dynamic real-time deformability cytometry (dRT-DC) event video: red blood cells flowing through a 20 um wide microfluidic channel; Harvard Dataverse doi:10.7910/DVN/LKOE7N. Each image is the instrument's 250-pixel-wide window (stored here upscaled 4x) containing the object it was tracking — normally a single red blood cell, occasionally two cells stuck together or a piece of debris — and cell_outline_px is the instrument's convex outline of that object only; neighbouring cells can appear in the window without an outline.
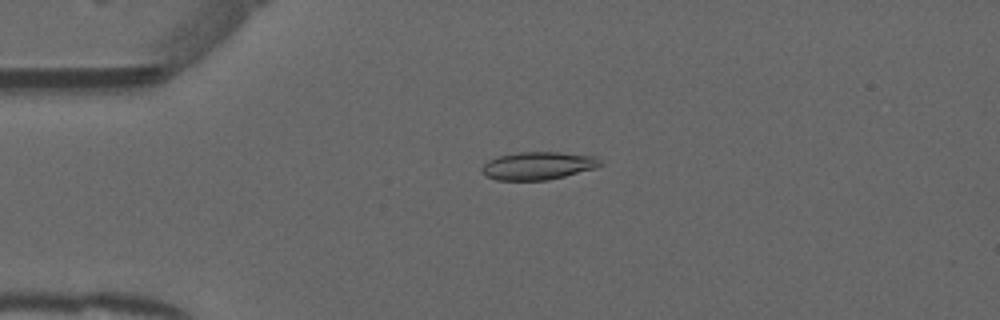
{"species": "common noctule bat (a hibernating species)", "species_latin": "Nyctalus noctula", "temperature_condition": "warm", "stored_images_in_passage": 52, "camera_frame_rate_fps": 3000, "um_per_image_px": 0.085, "animal": {"sex": "male", "forearm_length_mm": 52.5}, "frame": {"image": 1, "passage_image": 12, "time_ms": 3.667, "image_size_px": [1000, 320], "cell_outline_px": [[604, 164], [596, 168], [548, 180], [496, 180], [484, 176], [480, 172], [480, 168], [488, 160], [500, 156], [516, 152], [560, 152], [596, 156]], "centroid_in_image_um": [45.72, 14.09], "position_along_channel_um": 39.3, "area_um2": 19.42}}
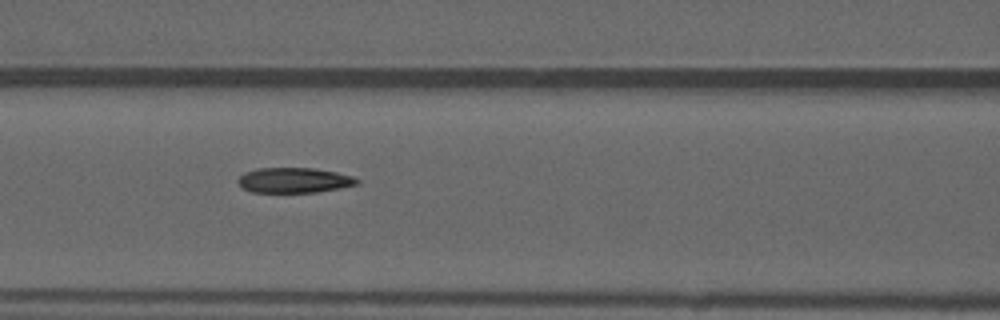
{"frame": {"image": 2, "passage_image": 22, "time_ms": 7.0, "image_size_px": [1000, 320], "cell_outline_px": [[360, 184], [340, 188], [316, 192], [252, 192], [244, 188], [236, 180], [244, 172], [256, 168], [316, 168], [336, 172], [352, 176], [360, 180]], "centroid_in_image_um": [25.02, 15.31], "position_along_channel_um": 141.6, "area_um2": 17.51}}
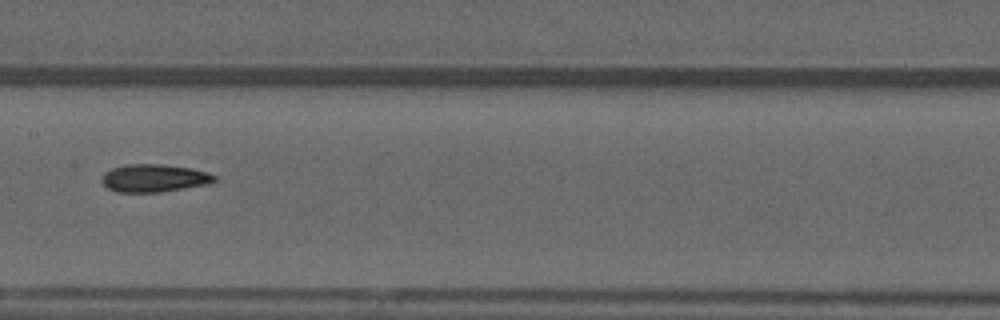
{"frame": {"image": 3, "passage_image": 26, "time_ms": 8.333, "image_size_px": [1000, 320], "cell_outline_px": [[220, 180], [208, 184], [160, 192], [116, 192], [108, 188], [100, 180], [112, 168], [128, 164], [164, 164], [192, 168], [208, 172], [216, 176]], "centroid_in_image_um": [13.17, 15.14], "position_along_channel_um": 194.2, "area_um2": 18.26}, "authors_computed_cell_mechanics": {"area_um2": 18.1781, "velocity_mm_per_s": 3.9561, "shape_relaxation_time_tau1_ms": null, "shape_relaxation_time_tau2_ms": 4.3314, "deformation_change_tau1": null, "deformation_change_tau2": 0.1027}}